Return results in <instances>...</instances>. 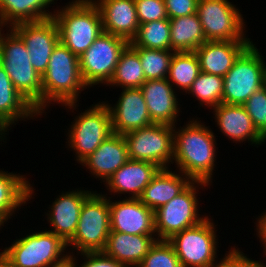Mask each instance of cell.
Returning <instances> with one entry per match:
<instances>
[{
	"instance_id": "1",
	"label": "cell",
	"mask_w": 266,
	"mask_h": 267,
	"mask_svg": "<svg viewBox=\"0 0 266 267\" xmlns=\"http://www.w3.org/2000/svg\"><path fill=\"white\" fill-rule=\"evenodd\" d=\"M214 133L197 121L178 132L174 129L173 159L192 181H211L215 161Z\"/></svg>"
},
{
	"instance_id": "2",
	"label": "cell",
	"mask_w": 266,
	"mask_h": 267,
	"mask_svg": "<svg viewBox=\"0 0 266 267\" xmlns=\"http://www.w3.org/2000/svg\"><path fill=\"white\" fill-rule=\"evenodd\" d=\"M86 87L80 73L79 57L59 41L42 75V111L50 101L74 108L78 92Z\"/></svg>"
},
{
	"instance_id": "3",
	"label": "cell",
	"mask_w": 266,
	"mask_h": 267,
	"mask_svg": "<svg viewBox=\"0 0 266 267\" xmlns=\"http://www.w3.org/2000/svg\"><path fill=\"white\" fill-rule=\"evenodd\" d=\"M65 7L53 13L59 41L79 57L104 32L101 13L93 0H76Z\"/></svg>"
},
{
	"instance_id": "4",
	"label": "cell",
	"mask_w": 266,
	"mask_h": 267,
	"mask_svg": "<svg viewBox=\"0 0 266 267\" xmlns=\"http://www.w3.org/2000/svg\"><path fill=\"white\" fill-rule=\"evenodd\" d=\"M3 36L0 30V65L8 74L15 89L42 113V76L33 68L28 49L13 30Z\"/></svg>"
},
{
	"instance_id": "5",
	"label": "cell",
	"mask_w": 266,
	"mask_h": 267,
	"mask_svg": "<svg viewBox=\"0 0 266 267\" xmlns=\"http://www.w3.org/2000/svg\"><path fill=\"white\" fill-rule=\"evenodd\" d=\"M251 43L235 60L223 77L222 103L243 105L247 99L264 86L265 61Z\"/></svg>"
},
{
	"instance_id": "6",
	"label": "cell",
	"mask_w": 266,
	"mask_h": 267,
	"mask_svg": "<svg viewBox=\"0 0 266 267\" xmlns=\"http://www.w3.org/2000/svg\"><path fill=\"white\" fill-rule=\"evenodd\" d=\"M110 226L109 200L92 193L83 203L76 232L67 242L79 252H97L105 249Z\"/></svg>"
},
{
	"instance_id": "7",
	"label": "cell",
	"mask_w": 266,
	"mask_h": 267,
	"mask_svg": "<svg viewBox=\"0 0 266 267\" xmlns=\"http://www.w3.org/2000/svg\"><path fill=\"white\" fill-rule=\"evenodd\" d=\"M66 248L67 243L49 230L17 239L2 253L15 267H49L68 257L60 256Z\"/></svg>"
},
{
	"instance_id": "8",
	"label": "cell",
	"mask_w": 266,
	"mask_h": 267,
	"mask_svg": "<svg viewBox=\"0 0 266 267\" xmlns=\"http://www.w3.org/2000/svg\"><path fill=\"white\" fill-rule=\"evenodd\" d=\"M174 127L153 123L123 134L129 159L148 161L161 169L168 168L167 163L173 160Z\"/></svg>"
},
{
	"instance_id": "9",
	"label": "cell",
	"mask_w": 266,
	"mask_h": 267,
	"mask_svg": "<svg viewBox=\"0 0 266 267\" xmlns=\"http://www.w3.org/2000/svg\"><path fill=\"white\" fill-rule=\"evenodd\" d=\"M125 39L103 32L93 44L79 56L80 73L87 86L109 83L124 49Z\"/></svg>"
},
{
	"instance_id": "10",
	"label": "cell",
	"mask_w": 266,
	"mask_h": 267,
	"mask_svg": "<svg viewBox=\"0 0 266 267\" xmlns=\"http://www.w3.org/2000/svg\"><path fill=\"white\" fill-rule=\"evenodd\" d=\"M206 217L201 223L174 234L167 241L173 246L182 267H214L216 235L214 224Z\"/></svg>"
},
{
	"instance_id": "11",
	"label": "cell",
	"mask_w": 266,
	"mask_h": 267,
	"mask_svg": "<svg viewBox=\"0 0 266 267\" xmlns=\"http://www.w3.org/2000/svg\"><path fill=\"white\" fill-rule=\"evenodd\" d=\"M196 184L209 185L202 181H192L180 194L154 211L157 240H168L174 234L198 225L206 217L197 214L198 200Z\"/></svg>"
},
{
	"instance_id": "12",
	"label": "cell",
	"mask_w": 266,
	"mask_h": 267,
	"mask_svg": "<svg viewBox=\"0 0 266 267\" xmlns=\"http://www.w3.org/2000/svg\"><path fill=\"white\" fill-rule=\"evenodd\" d=\"M228 0H198L196 13L207 41H250L243 18Z\"/></svg>"
},
{
	"instance_id": "13",
	"label": "cell",
	"mask_w": 266,
	"mask_h": 267,
	"mask_svg": "<svg viewBox=\"0 0 266 267\" xmlns=\"http://www.w3.org/2000/svg\"><path fill=\"white\" fill-rule=\"evenodd\" d=\"M82 114V115H81ZM76 118L69 134V146L76 151L80 163L113 134L108 104H96Z\"/></svg>"
},
{
	"instance_id": "14",
	"label": "cell",
	"mask_w": 266,
	"mask_h": 267,
	"mask_svg": "<svg viewBox=\"0 0 266 267\" xmlns=\"http://www.w3.org/2000/svg\"><path fill=\"white\" fill-rule=\"evenodd\" d=\"M28 49L33 68L42 76L47 70L53 49L59 42V31L52 18L23 22L12 26Z\"/></svg>"
},
{
	"instance_id": "15",
	"label": "cell",
	"mask_w": 266,
	"mask_h": 267,
	"mask_svg": "<svg viewBox=\"0 0 266 267\" xmlns=\"http://www.w3.org/2000/svg\"><path fill=\"white\" fill-rule=\"evenodd\" d=\"M111 231L120 233L153 235L155 231L154 211L140 199H125L112 202L109 199Z\"/></svg>"
},
{
	"instance_id": "16",
	"label": "cell",
	"mask_w": 266,
	"mask_h": 267,
	"mask_svg": "<svg viewBox=\"0 0 266 267\" xmlns=\"http://www.w3.org/2000/svg\"><path fill=\"white\" fill-rule=\"evenodd\" d=\"M110 106L112 131L115 134L123 135L153 124L140 88H124L115 107Z\"/></svg>"
},
{
	"instance_id": "17",
	"label": "cell",
	"mask_w": 266,
	"mask_h": 267,
	"mask_svg": "<svg viewBox=\"0 0 266 267\" xmlns=\"http://www.w3.org/2000/svg\"><path fill=\"white\" fill-rule=\"evenodd\" d=\"M98 2V3H97ZM103 31L131 42L139 28L134 0H97Z\"/></svg>"
},
{
	"instance_id": "18",
	"label": "cell",
	"mask_w": 266,
	"mask_h": 267,
	"mask_svg": "<svg viewBox=\"0 0 266 267\" xmlns=\"http://www.w3.org/2000/svg\"><path fill=\"white\" fill-rule=\"evenodd\" d=\"M252 41H206L194 52L200 71L224 77Z\"/></svg>"
},
{
	"instance_id": "19",
	"label": "cell",
	"mask_w": 266,
	"mask_h": 267,
	"mask_svg": "<svg viewBox=\"0 0 266 267\" xmlns=\"http://www.w3.org/2000/svg\"><path fill=\"white\" fill-rule=\"evenodd\" d=\"M170 82L167 78L146 80L140 87L153 123L175 126L179 109Z\"/></svg>"
},
{
	"instance_id": "20",
	"label": "cell",
	"mask_w": 266,
	"mask_h": 267,
	"mask_svg": "<svg viewBox=\"0 0 266 267\" xmlns=\"http://www.w3.org/2000/svg\"><path fill=\"white\" fill-rule=\"evenodd\" d=\"M161 168L148 161H139L129 159L106 181L108 189L119 193H128L133 195L130 198L139 199L151 182L152 178Z\"/></svg>"
},
{
	"instance_id": "21",
	"label": "cell",
	"mask_w": 266,
	"mask_h": 267,
	"mask_svg": "<svg viewBox=\"0 0 266 267\" xmlns=\"http://www.w3.org/2000/svg\"><path fill=\"white\" fill-rule=\"evenodd\" d=\"M91 194V191L77 189L59 196L52 205V211L47 214L54 229L50 232L60 236L67 243L76 232L82 205Z\"/></svg>"
},
{
	"instance_id": "22",
	"label": "cell",
	"mask_w": 266,
	"mask_h": 267,
	"mask_svg": "<svg viewBox=\"0 0 266 267\" xmlns=\"http://www.w3.org/2000/svg\"><path fill=\"white\" fill-rule=\"evenodd\" d=\"M129 160L126 141L121 134L113 133L83 163L98 178L108 179Z\"/></svg>"
},
{
	"instance_id": "23",
	"label": "cell",
	"mask_w": 266,
	"mask_h": 267,
	"mask_svg": "<svg viewBox=\"0 0 266 267\" xmlns=\"http://www.w3.org/2000/svg\"><path fill=\"white\" fill-rule=\"evenodd\" d=\"M156 241L157 239L152 235L111 231L103 252L125 267H138Z\"/></svg>"
},
{
	"instance_id": "24",
	"label": "cell",
	"mask_w": 266,
	"mask_h": 267,
	"mask_svg": "<svg viewBox=\"0 0 266 267\" xmlns=\"http://www.w3.org/2000/svg\"><path fill=\"white\" fill-rule=\"evenodd\" d=\"M215 119L222 133L234 141L250 140L262 144L265 139L256 130L243 105L221 103L214 107Z\"/></svg>"
},
{
	"instance_id": "25",
	"label": "cell",
	"mask_w": 266,
	"mask_h": 267,
	"mask_svg": "<svg viewBox=\"0 0 266 267\" xmlns=\"http://www.w3.org/2000/svg\"><path fill=\"white\" fill-rule=\"evenodd\" d=\"M168 169H160L139 198L153 211L168 203L192 182L188 176L182 178Z\"/></svg>"
},
{
	"instance_id": "26",
	"label": "cell",
	"mask_w": 266,
	"mask_h": 267,
	"mask_svg": "<svg viewBox=\"0 0 266 267\" xmlns=\"http://www.w3.org/2000/svg\"><path fill=\"white\" fill-rule=\"evenodd\" d=\"M39 114L34 107L15 89L8 74L0 65V135L7 132L14 121Z\"/></svg>"
},
{
	"instance_id": "27",
	"label": "cell",
	"mask_w": 266,
	"mask_h": 267,
	"mask_svg": "<svg viewBox=\"0 0 266 267\" xmlns=\"http://www.w3.org/2000/svg\"><path fill=\"white\" fill-rule=\"evenodd\" d=\"M54 0H0V26L52 18L44 9Z\"/></svg>"
},
{
	"instance_id": "28",
	"label": "cell",
	"mask_w": 266,
	"mask_h": 267,
	"mask_svg": "<svg viewBox=\"0 0 266 267\" xmlns=\"http://www.w3.org/2000/svg\"><path fill=\"white\" fill-rule=\"evenodd\" d=\"M170 40L174 52H194L206 42L197 13L170 19Z\"/></svg>"
},
{
	"instance_id": "29",
	"label": "cell",
	"mask_w": 266,
	"mask_h": 267,
	"mask_svg": "<svg viewBox=\"0 0 266 267\" xmlns=\"http://www.w3.org/2000/svg\"><path fill=\"white\" fill-rule=\"evenodd\" d=\"M0 171V226L8 220L14 210L25 204L33 189L24 177Z\"/></svg>"
},
{
	"instance_id": "30",
	"label": "cell",
	"mask_w": 266,
	"mask_h": 267,
	"mask_svg": "<svg viewBox=\"0 0 266 267\" xmlns=\"http://www.w3.org/2000/svg\"><path fill=\"white\" fill-rule=\"evenodd\" d=\"M146 81L138 53L128 45L116 65L111 85L124 88H140Z\"/></svg>"
},
{
	"instance_id": "31",
	"label": "cell",
	"mask_w": 266,
	"mask_h": 267,
	"mask_svg": "<svg viewBox=\"0 0 266 267\" xmlns=\"http://www.w3.org/2000/svg\"><path fill=\"white\" fill-rule=\"evenodd\" d=\"M131 47L171 50L170 19H161L139 25Z\"/></svg>"
},
{
	"instance_id": "32",
	"label": "cell",
	"mask_w": 266,
	"mask_h": 267,
	"mask_svg": "<svg viewBox=\"0 0 266 267\" xmlns=\"http://www.w3.org/2000/svg\"><path fill=\"white\" fill-rule=\"evenodd\" d=\"M200 72L195 52H174L167 79L187 92Z\"/></svg>"
},
{
	"instance_id": "33",
	"label": "cell",
	"mask_w": 266,
	"mask_h": 267,
	"mask_svg": "<svg viewBox=\"0 0 266 267\" xmlns=\"http://www.w3.org/2000/svg\"><path fill=\"white\" fill-rule=\"evenodd\" d=\"M139 55L146 80H160L168 76L173 50L132 47ZM172 51V53H171Z\"/></svg>"
},
{
	"instance_id": "34",
	"label": "cell",
	"mask_w": 266,
	"mask_h": 267,
	"mask_svg": "<svg viewBox=\"0 0 266 267\" xmlns=\"http://www.w3.org/2000/svg\"><path fill=\"white\" fill-rule=\"evenodd\" d=\"M198 98L200 104L216 107L222 103L223 77L205 72H200L188 89Z\"/></svg>"
},
{
	"instance_id": "35",
	"label": "cell",
	"mask_w": 266,
	"mask_h": 267,
	"mask_svg": "<svg viewBox=\"0 0 266 267\" xmlns=\"http://www.w3.org/2000/svg\"><path fill=\"white\" fill-rule=\"evenodd\" d=\"M138 267H182L173 246L167 240H157Z\"/></svg>"
},
{
	"instance_id": "36",
	"label": "cell",
	"mask_w": 266,
	"mask_h": 267,
	"mask_svg": "<svg viewBox=\"0 0 266 267\" xmlns=\"http://www.w3.org/2000/svg\"><path fill=\"white\" fill-rule=\"evenodd\" d=\"M259 134L266 140V89L255 91L243 104Z\"/></svg>"
},
{
	"instance_id": "37",
	"label": "cell",
	"mask_w": 266,
	"mask_h": 267,
	"mask_svg": "<svg viewBox=\"0 0 266 267\" xmlns=\"http://www.w3.org/2000/svg\"><path fill=\"white\" fill-rule=\"evenodd\" d=\"M139 25L167 19L164 0H134Z\"/></svg>"
},
{
	"instance_id": "38",
	"label": "cell",
	"mask_w": 266,
	"mask_h": 267,
	"mask_svg": "<svg viewBox=\"0 0 266 267\" xmlns=\"http://www.w3.org/2000/svg\"><path fill=\"white\" fill-rule=\"evenodd\" d=\"M169 19L196 13L198 0H164Z\"/></svg>"
},
{
	"instance_id": "39",
	"label": "cell",
	"mask_w": 266,
	"mask_h": 267,
	"mask_svg": "<svg viewBox=\"0 0 266 267\" xmlns=\"http://www.w3.org/2000/svg\"><path fill=\"white\" fill-rule=\"evenodd\" d=\"M81 254L87 259L86 262L79 267H125L114 258L107 256L103 251L84 252ZM74 267H77L75 262Z\"/></svg>"
},
{
	"instance_id": "40",
	"label": "cell",
	"mask_w": 266,
	"mask_h": 267,
	"mask_svg": "<svg viewBox=\"0 0 266 267\" xmlns=\"http://www.w3.org/2000/svg\"><path fill=\"white\" fill-rule=\"evenodd\" d=\"M226 255L225 258H223L219 264L216 263L214 267H247V257L244 256L242 252L234 248Z\"/></svg>"
},
{
	"instance_id": "41",
	"label": "cell",
	"mask_w": 266,
	"mask_h": 267,
	"mask_svg": "<svg viewBox=\"0 0 266 267\" xmlns=\"http://www.w3.org/2000/svg\"><path fill=\"white\" fill-rule=\"evenodd\" d=\"M265 213L258 220L259 222L257 224V227H258L257 230L259 233L260 240H262V242H264L263 244H265L264 252L266 255V214Z\"/></svg>"
},
{
	"instance_id": "42",
	"label": "cell",
	"mask_w": 266,
	"mask_h": 267,
	"mask_svg": "<svg viewBox=\"0 0 266 267\" xmlns=\"http://www.w3.org/2000/svg\"><path fill=\"white\" fill-rule=\"evenodd\" d=\"M74 259L70 254L63 261L50 265L49 267H74Z\"/></svg>"
},
{
	"instance_id": "43",
	"label": "cell",
	"mask_w": 266,
	"mask_h": 267,
	"mask_svg": "<svg viewBox=\"0 0 266 267\" xmlns=\"http://www.w3.org/2000/svg\"><path fill=\"white\" fill-rule=\"evenodd\" d=\"M0 267H15L2 252L0 253Z\"/></svg>"
},
{
	"instance_id": "44",
	"label": "cell",
	"mask_w": 266,
	"mask_h": 267,
	"mask_svg": "<svg viewBox=\"0 0 266 267\" xmlns=\"http://www.w3.org/2000/svg\"><path fill=\"white\" fill-rule=\"evenodd\" d=\"M247 267H266L264 264L259 261H254L249 258H247Z\"/></svg>"
},
{
	"instance_id": "45",
	"label": "cell",
	"mask_w": 266,
	"mask_h": 267,
	"mask_svg": "<svg viewBox=\"0 0 266 267\" xmlns=\"http://www.w3.org/2000/svg\"><path fill=\"white\" fill-rule=\"evenodd\" d=\"M263 87L266 89V75L264 77V86Z\"/></svg>"
}]
</instances>
